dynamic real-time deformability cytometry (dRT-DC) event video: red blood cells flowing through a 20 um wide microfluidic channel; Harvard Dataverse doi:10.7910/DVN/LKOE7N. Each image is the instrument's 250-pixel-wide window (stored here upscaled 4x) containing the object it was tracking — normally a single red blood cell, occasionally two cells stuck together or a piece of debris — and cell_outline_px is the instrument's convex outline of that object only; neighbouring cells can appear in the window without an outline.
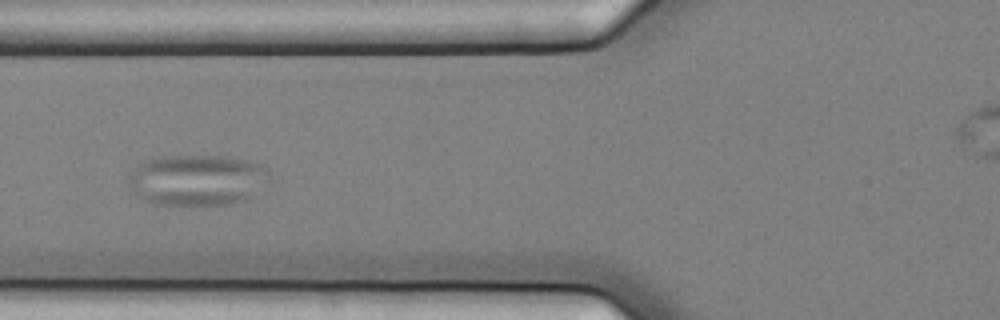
{"species": "common noctule bat (a hibernating species)", "species_latin": "Nyctalus noctula", "temperature_condition": "cold", "stored_images_in_passage": 8, "camera_frame_rate_fps": 3000, "um_per_image_px": 0.085, "animal": {"sex": "female", "body_mass_g": 25.1}, "frame": {"image": 1, "passage_image": 5, "time_ms": 1.333, "image_size_px": [1000, 320], "cell_outline_px": [[272, 176], [256, 196], [248, 200], [228, 204], [156, 204], [140, 196], [128, 184], [128, 172], [140, 164], [148, 160], [164, 156], [228, 156], [248, 160], [260, 164], [268, 168]], "centroid_in_image_um": [16.86, 15.29], "position_along_channel_um": 108.9, "area_um2": 42.08}}
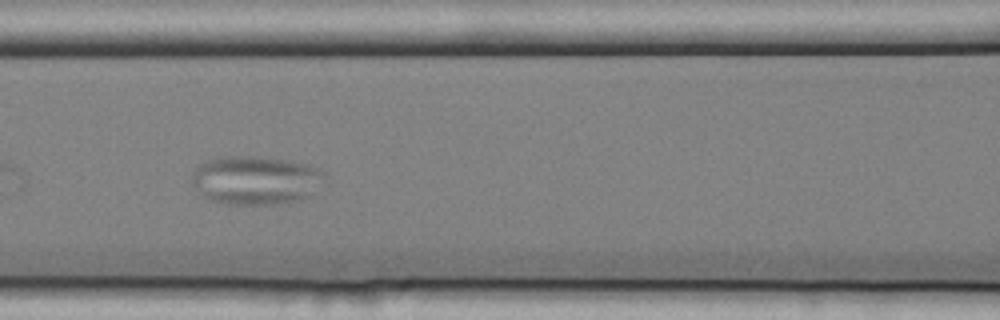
{"frame": {"image": 2, "passage_image": 6, "time_ms": 1.667, "image_size_px": [1000, 320], "cell_outline_px": [[328, 184], [308, 196], [300, 200], [276, 204], [228, 204], [212, 200], [204, 196], [192, 184], [192, 172], [200, 164], [208, 160], [220, 156], [256, 156], [284, 160], [308, 164], [320, 168], [328, 176]], "centroid_in_image_um": [21.83, 15.31], "position_along_channel_um": 144.8, "area_um2": 38.21}}